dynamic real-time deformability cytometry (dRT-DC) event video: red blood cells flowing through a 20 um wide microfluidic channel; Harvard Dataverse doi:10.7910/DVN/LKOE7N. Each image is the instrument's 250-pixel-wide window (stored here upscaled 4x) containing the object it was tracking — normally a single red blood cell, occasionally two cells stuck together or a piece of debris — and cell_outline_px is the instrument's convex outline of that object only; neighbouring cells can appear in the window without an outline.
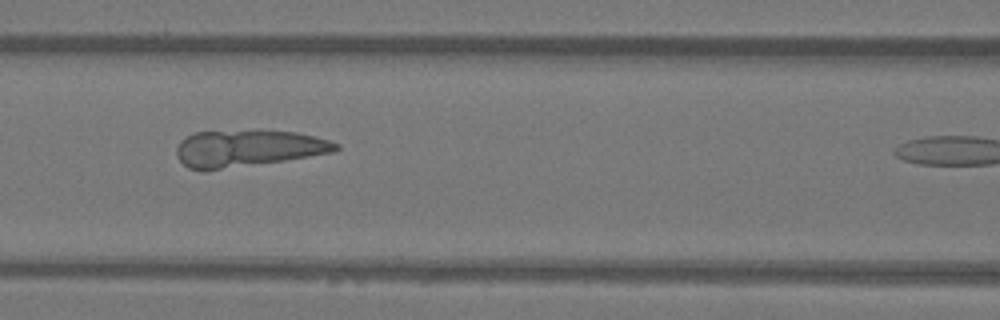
{"species": "Egyptian fruit bat (a non-hibernating species)", "species_latin": "Rousettus aegyptiacus", "temperature_condition": "warm", "stored_images_in_passage": 38, "camera_frame_rate_fps": 3000, "um_per_image_px": 0.085, "animal": {"sex": "female"}, "frame": {"image": 1, "passage_image": 18, "time_ms": 5.667, "image_size_px": [1000, 320], "cell_outline_px": [[340, 148], [332, 152], [284, 160], [204, 172], [200, 172], [188, 168], [176, 156], [176, 148], [180, 140], [196, 132], [296, 132], [328, 140], [340, 144]], "centroid_in_image_um": [21.0, 12.65], "position_along_channel_um": 145.6, "area_um2": 33.47}}
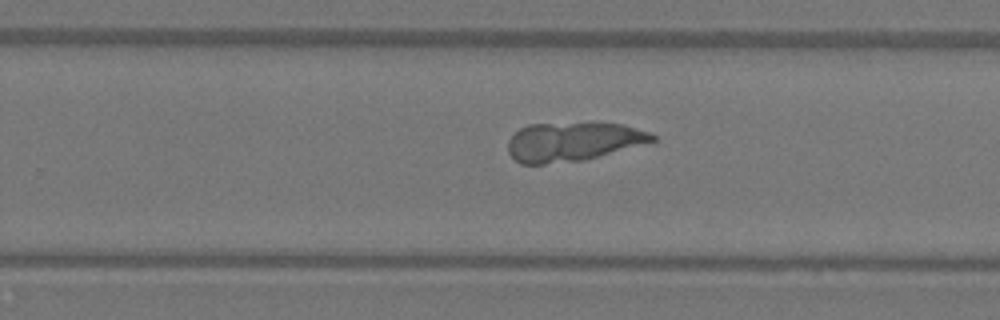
{"frame": {"image": 2, "passage_image": 28, "time_ms": 9.0, "image_size_px": [1000, 320], "cell_outline_px": [[656, 140], [584, 160], [544, 164], [520, 164], [508, 152], [508, 140], [520, 128], [528, 124], [624, 124], [648, 132], [656, 136]], "centroid_in_image_um": [48.65, 12.06], "position_along_channel_um": 281.2, "area_um2": 32.14}}
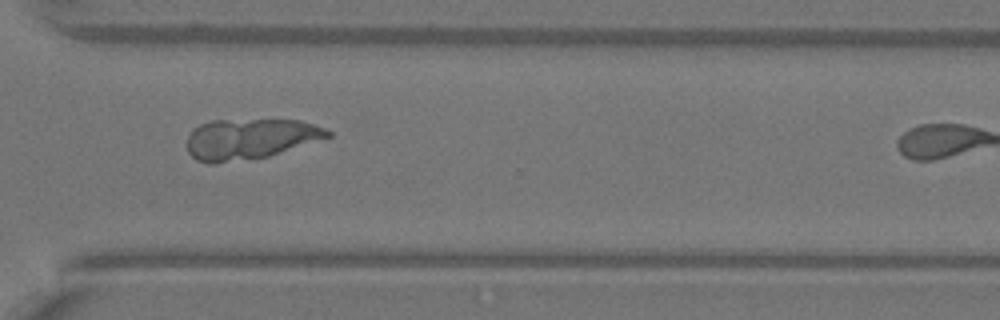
{"frame": {"image": 3, "passage_image": 33, "time_ms": 10.667, "image_size_px": [1000, 320], "cell_outline_px": [[332, 136], [268, 156], [216, 164], [208, 164], [196, 160], [188, 152], [188, 136], [192, 128], [200, 124], [212, 120], [300, 120], [324, 128], [332, 132]], "centroid_in_image_um": [21.21, 11.81], "position_along_channel_um": 349.4, "area_um2": 33.18}}